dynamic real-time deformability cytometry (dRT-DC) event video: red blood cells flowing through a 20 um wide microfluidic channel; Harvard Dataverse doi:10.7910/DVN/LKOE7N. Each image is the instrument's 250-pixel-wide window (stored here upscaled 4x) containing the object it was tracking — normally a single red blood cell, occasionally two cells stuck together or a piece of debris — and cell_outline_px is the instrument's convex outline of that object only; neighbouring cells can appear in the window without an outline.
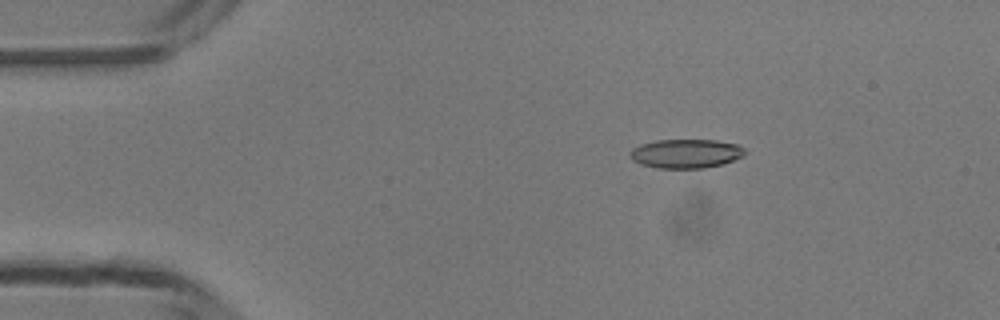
{"species": "common noctule bat (a hibernating species)", "species_latin": "Nyctalus noctula", "temperature_condition": "room temperature", "stored_images_in_passage": 50, "segment_of_instrument_passage": [1, 2], "camera_frame_rate_fps": 3000, "um_per_image_px": 0.085, "animal": {"sex": "male", "body_mass_g": 13.3}, "frame": {"image": 1, "passage_image": 8, "time_ms": 2.333, "image_size_px": [1000, 320], "cell_outline_px": [[748, 152], [744, 156], [724, 164], [704, 168], [656, 168], [640, 164], [632, 160], [628, 156], [632, 148], [640, 144], [656, 140], [716, 140], [736, 144], [744, 148]], "centroid_in_image_um": [58.3, 13.06], "position_along_channel_um": 26.7, "area_um2": 19.71}}
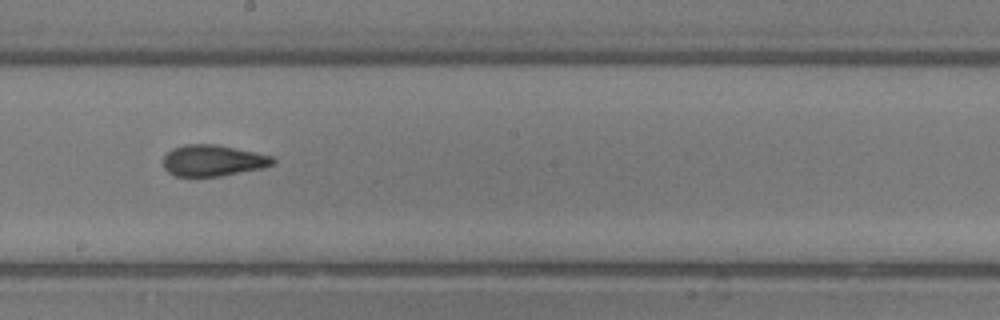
{"frame": {"image": 2, "passage_image": 27, "time_ms": 8.667, "image_size_px": [1000, 320], "cell_outline_px": [[276, 164], [264, 168], [220, 176], [176, 176], [168, 172], [164, 168], [164, 156], [172, 148], [184, 144], [216, 144], [272, 156], [276, 160]], "centroid_in_image_um": [18.12, 13.64], "position_along_channel_um": 230.1, "area_um2": 20.0}}
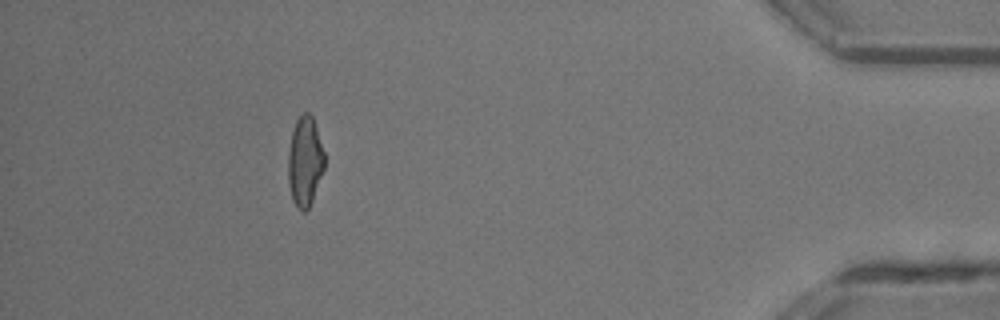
{"frame": {"image": 3, "passage_image": 44, "time_ms": 14.333, "image_size_px": [1000, 320], "cell_outline_px": [[324, 168], [312, 200], [308, 208], [304, 212], [292, 200], [288, 184], [288, 152], [292, 132], [296, 120], [304, 112], [308, 112], [312, 116], [324, 152]], "centroid_in_image_um": [25.9, 13.71], "position_along_channel_um": 409.3, "area_um2": 18.73}}